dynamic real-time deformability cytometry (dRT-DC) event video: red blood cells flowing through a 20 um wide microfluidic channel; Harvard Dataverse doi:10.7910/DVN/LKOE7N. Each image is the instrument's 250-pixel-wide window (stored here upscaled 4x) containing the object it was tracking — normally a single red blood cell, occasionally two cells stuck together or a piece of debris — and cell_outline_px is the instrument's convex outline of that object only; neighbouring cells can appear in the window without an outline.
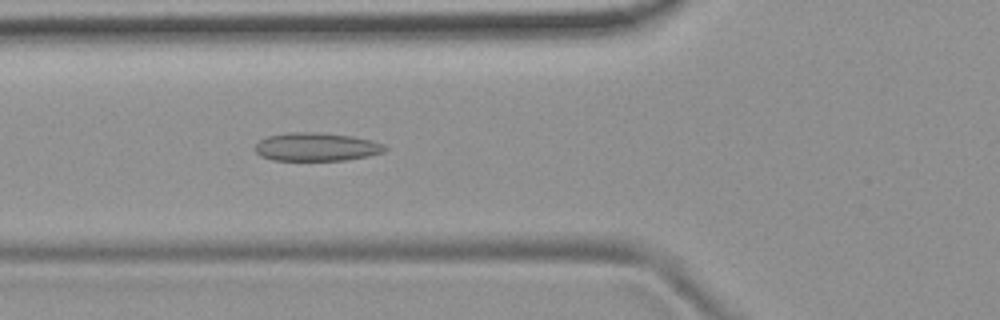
{"species": "common noctule bat (a hibernating species)", "species_latin": "Nyctalus noctula", "temperature_condition": "room temperature", "stored_images_in_passage": 51, "camera_frame_rate_fps": 3000, "um_per_image_px": 0.085, "animal": {"sex": "female", "body_mass_g": 19.9}, "frame": {"image": 1, "passage_image": 18, "time_ms": 5.667, "image_size_px": [1000, 320], "cell_outline_px": [[388, 148], [384, 152], [368, 156], [344, 160], [272, 160], [260, 156], [256, 152], [256, 144], [260, 140], [268, 136], [288, 132], [320, 132], [352, 136], [384, 144]], "centroid_in_image_um": [26.89, 12.48], "position_along_channel_um": 98.9, "area_um2": 21.39}}
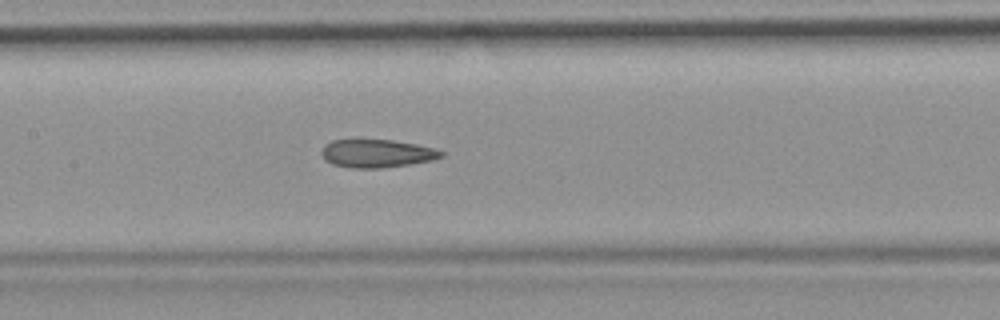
{"frame": {"image": 2, "passage_image": 24, "time_ms": 7.667, "image_size_px": [1000, 320], "cell_outline_px": [[444, 156], [432, 160], [412, 164], [380, 168], [352, 168], [332, 164], [324, 160], [320, 152], [324, 144], [332, 140], [392, 140], [416, 144], [436, 148], [444, 152]], "centroid_in_image_um": [32.03, 13.04], "position_along_channel_um": 175.4, "area_um2": 19.77}}
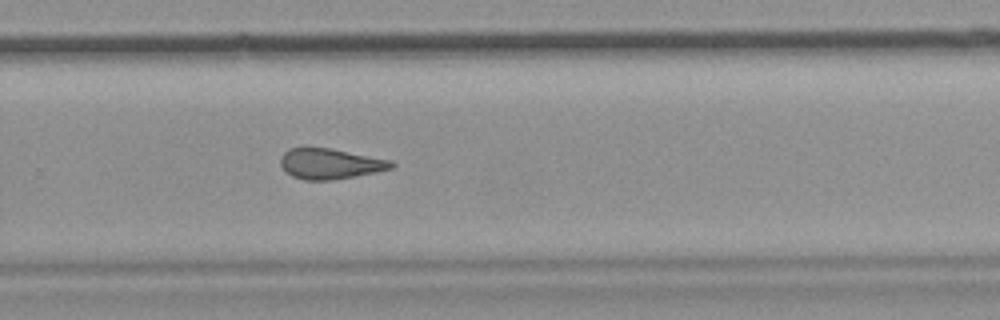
{"frame": {"image": 3, "passage_image": 34, "time_ms": 11.0, "image_size_px": [1000, 320], "cell_outline_px": [[396, 164], [392, 168], [376, 172], [332, 180], [304, 180], [292, 176], [280, 164], [280, 156], [288, 148], [304, 144], [328, 148], [392, 160]], "centroid_in_image_um": [28.01, 13.88], "position_along_channel_um": 301.8, "area_um2": 20.11}, "authors_computed_cell_mechanics": {"area_um2": 20.4612, "velocity_mm_per_s": 3.8094, "shape_relaxation_time_tau1_ms": null, "shape_relaxation_time_tau2_ms": 3.2439, "deformation_change_tau1": null, "deformation_change_tau2": 0.1344}}